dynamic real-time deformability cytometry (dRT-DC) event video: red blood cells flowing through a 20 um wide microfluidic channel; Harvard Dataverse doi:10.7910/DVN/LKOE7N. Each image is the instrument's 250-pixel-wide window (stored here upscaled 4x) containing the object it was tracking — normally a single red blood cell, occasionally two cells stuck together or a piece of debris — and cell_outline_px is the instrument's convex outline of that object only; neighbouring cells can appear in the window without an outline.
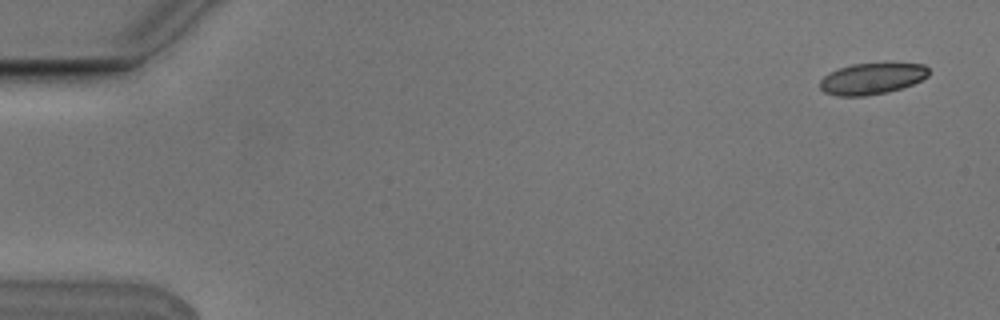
{"species": "Egyptian fruit bat (a non-hibernating species)", "species_latin": "Rousettus aegyptiacus", "temperature_condition": "cold", "stored_images_in_passage": 4, "camera_frame_rate_fps": 3000, "um_per_image_px": 0.085, "animal": {"sex": "male"}, "frame": {"image": 1, "passage_image": 1, "time_ms": 0.0, "image_size_px": [1000, 320], "cell_outline_px": [[928, 76], [912, 84], [888, 92], [864, 96], [836, 96], [824, 92], [820, 88], [820, 80], [828, 72], [852, 64], [884, 60], [924, 64], [928, 68]], "centroid_in_image_um": [74.13, 6.63], "position_along_channel_um": 10.9, "area_um2": 20.63}}